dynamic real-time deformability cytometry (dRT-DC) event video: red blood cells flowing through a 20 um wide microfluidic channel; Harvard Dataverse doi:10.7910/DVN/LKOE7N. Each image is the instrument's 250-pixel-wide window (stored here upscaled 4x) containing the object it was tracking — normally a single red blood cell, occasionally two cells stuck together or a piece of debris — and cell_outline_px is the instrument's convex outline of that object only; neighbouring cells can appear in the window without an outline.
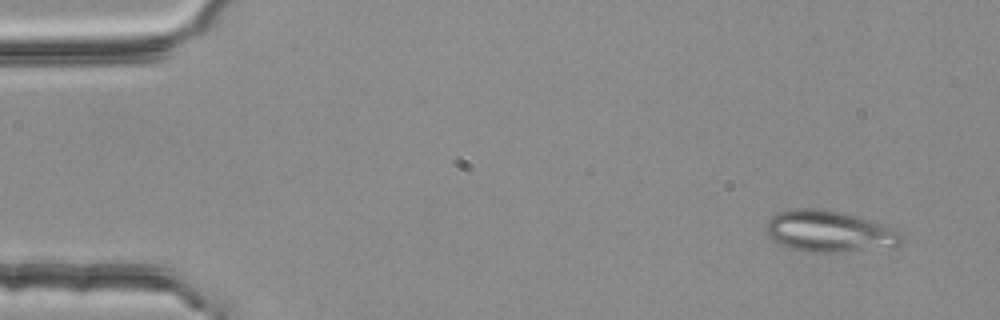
{"species": "common noctule bat (a hibernating species)", "species_latin": "Nyctalus noctula", "temperature_condition": "room temperature", "stored_images_in_passage": 2, "camera_frame_rate_fps": 3000, "um_per_image_px": 0.085, "animal": {"sex": "female", "body_mass_g": 25.1}, "frame": {"image": 1, "passage_image": 2, "time_ms": 0.333, "image_size_px": [1000, 320], "cell_outline_px": [[904, 240], [900, 244], [836, 252], [816, 252], [792, 248], [780, 244], [772, 240], [764, 232], [764, 224], [776, 212], [792, 208], [820, 208], [888, 224], [900, 232], [904, 236]], "centroid_in_image_um": [70.42, 19.63], "position_along_channel_um": 14.6, "area_um2": 32.48}}